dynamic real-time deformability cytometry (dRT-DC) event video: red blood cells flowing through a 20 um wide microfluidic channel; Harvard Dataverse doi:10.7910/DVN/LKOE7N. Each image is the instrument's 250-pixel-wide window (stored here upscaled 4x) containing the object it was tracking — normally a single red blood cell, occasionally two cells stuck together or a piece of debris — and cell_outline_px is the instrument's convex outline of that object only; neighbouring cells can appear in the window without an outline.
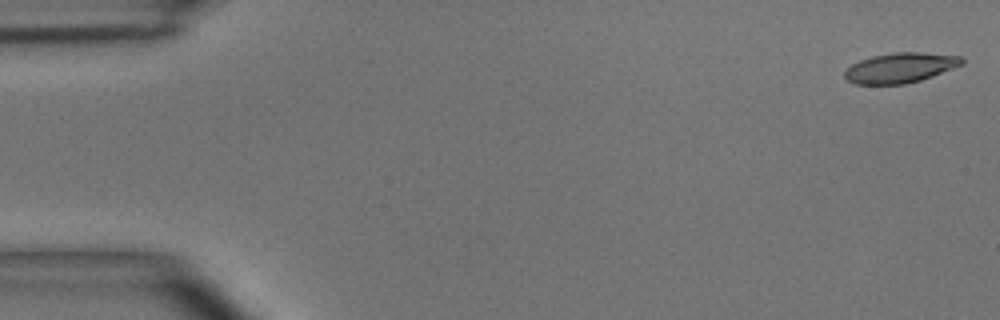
{"species": "common noctule bat (a hibernating species)", "species_latin": "Nyctalus noctula", "temperature_condition": "room temperature", "stored_images_in_passage": 49, "camera_frame_rate_fps": 3000, "um_per_image_px": 0.085, "animal": {"sex": "male", "body_mass_g": 15.6}, "frame": {"image": 1, "passage_image": 1, "time_ms": 0.0, "image_size_px": [1000, 320], "cell_outline_px": [[964, 64], [932, 76], [920, 80], [904, 84], [852, 84], [844, 76], [844, 72], [852, 64], [860, 60], [872, 56], [892, 52], [920, 52], [960, 56], [964, 60]], "centroid_in_image_um": [76.52, 5.76], "position_along_channel_um": 8.5, "area_um2": 20.46}}
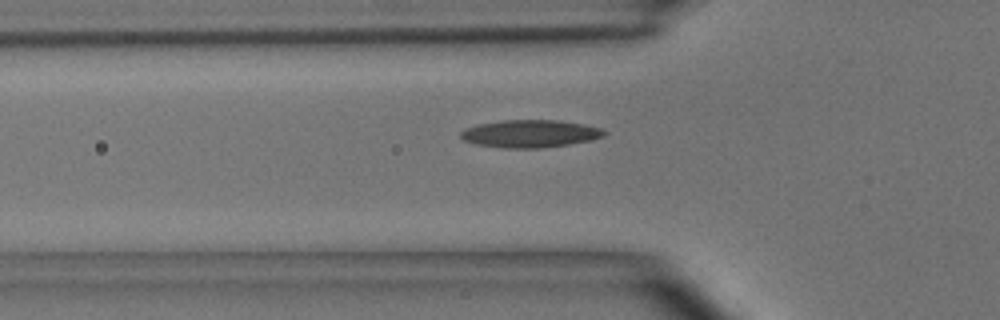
{"frame": {"image": 2, "passage_image": 16, "time_ms": 5.0, "image_size_px": [1000, 320], "cell_outline_px": [[608, 132], [604, 136], [592, 140], [568, 144], [540, 148], [504, 148], [476, 144], [464, 140], [460, 136], [460, 132], [464, 128], [476, 124], [500, 120], [560, 120], [584, 124], [600, 128]], "centroid_in_image_um": [45.05, 11.35], "position_along_channel_um": 80.8, "area_um2": 23.24}}
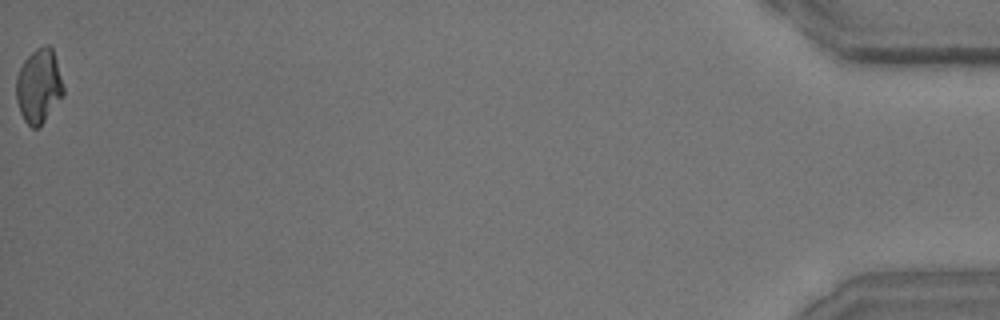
{"frame": {"image": 3, "passage_image": 49, "time_ms": 16.0, "image_size_px": [1000, 320], "cell_outline_px": [[64, 92], [44, 120], [36, 128], [32, 128], [24, 120], [20, 112], [16, 100], [16, 76], [24, 60], [36, 48], [44, 44], [48, 44], [52, 48], [56, 60], [64, 88]], "centroid_in_image_um": [3.27, 7.27], "position_along_channel_um": 431.9, "area_um2": 20.06}, "authors_computed_cell_mechanics": {"area_um2": 21.1548, "velocity_mm_per_s": 4.0506, "shape_relaxation_time_tau1_ms": 9.0053, "shape_relaxation_time_tau2_ms": 3.5861, "deformation_change_tau1": 0.2249, "deformation_change_tau2": 0.1138}}